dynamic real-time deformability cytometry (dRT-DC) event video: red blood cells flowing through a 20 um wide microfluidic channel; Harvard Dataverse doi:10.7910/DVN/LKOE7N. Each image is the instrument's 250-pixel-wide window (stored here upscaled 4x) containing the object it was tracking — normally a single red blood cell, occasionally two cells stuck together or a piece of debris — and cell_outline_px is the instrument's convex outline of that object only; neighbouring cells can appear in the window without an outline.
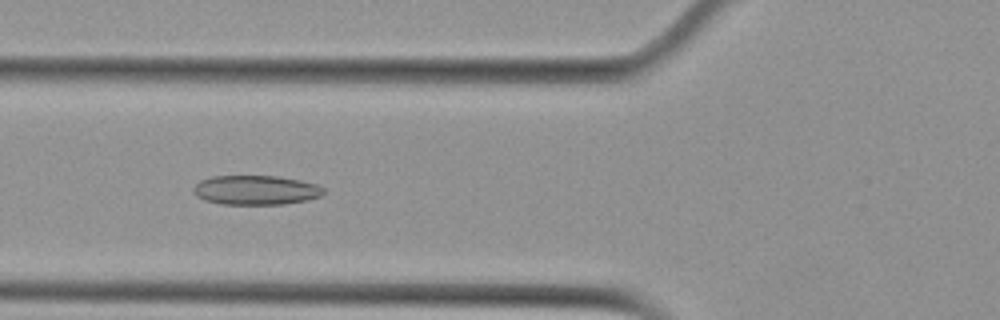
{"species": "Egyptian fruit bat (a non-hibernating species)", "species_latin": "Rousettus aegyptiacus", "temperature_condition": "cold", "stored_images_in_passage": 53, "camera_frame_rate_fps": 3000, "um_per_image_px": 0.085, "animal": {"sex": "female"}, "frame": {"image": 1, "passage_image": 19, "time_ms": 6.0, "image_size_px": [1000, 320], "cell_outline_px": [[324, 192], [320, 196], [308, 200], [284, 204], [224, 204], [204, 200], [196, 196], [192, 192], [192, 188], [200, 180], [212, 176], [276, 176], [300, 180], [316, 184], [324, 188]], "centroid_in_image_um": [21.72, 16.15], "position_along_channel_um": 104.1, "area_um2": 22.37}}
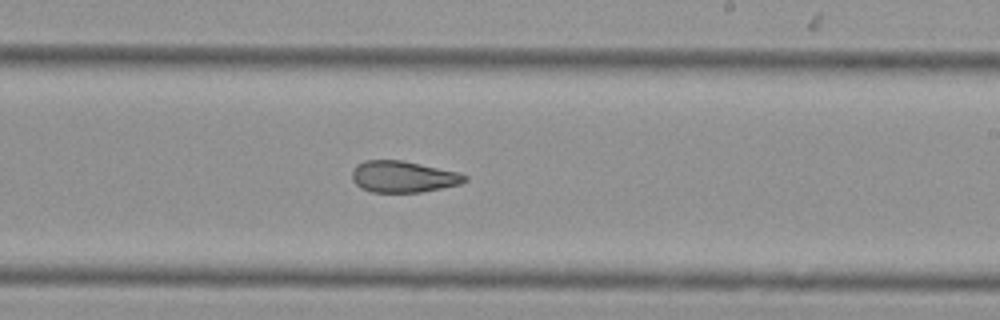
{"frame": {"image": 2, "passage_image": 31, "time_ms": 10.0, "image_size_px": [1000, 320], "cell_outline_px": [[468, 180], [460, 184], [420, 192], [372, 192], [360, 188], [352, 180], [352, 168], [356, 164], [364, 160], [400, 160], [420, 164], [456, 172], [468, 176]], "centroid_in_image_um": [34.21, 15.02], "position_along_channel_um": 254.8, "area_um2": 20.58}}
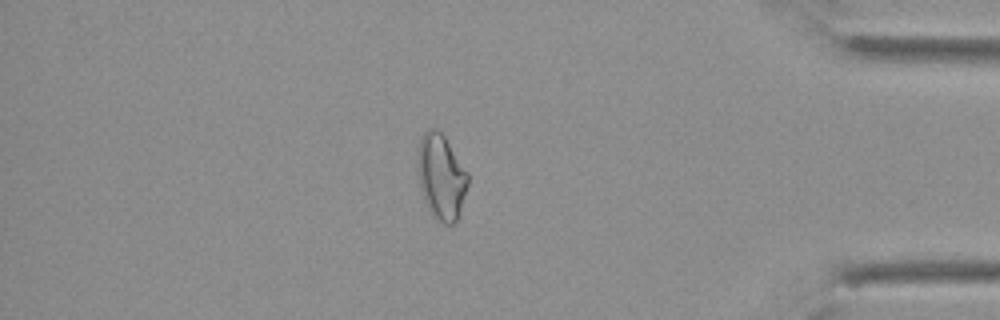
{"frame": {"image": 3, "passage_image": 45, "time_ms": 14.667, "image_size_px": [1000, 320], "cell_outline_px": [[468, 184], [460, 216], [452, 224], [444, 224], [436, 220], [432, 216], [424, 200], [420, 188], [416, 160], [420, 136], [428, 128], [436, 128], [444, 136], [468, 172]], "centroid_in_image_um": [37.49, 15.04], "position_along_channel_um": 397.7, "area_um2": 25.37}, "authors_computed_cell_mechanics": {"area_um2": 23.698, "velocity_mm_per_s": 3.7688, "shape_relaxation_time_tau1_ms": null, "shape_relaxation_time_tau2_ms": 3.2411, "deformation_change_tau1": null, "deformation_change_tau2": 0.1077}}